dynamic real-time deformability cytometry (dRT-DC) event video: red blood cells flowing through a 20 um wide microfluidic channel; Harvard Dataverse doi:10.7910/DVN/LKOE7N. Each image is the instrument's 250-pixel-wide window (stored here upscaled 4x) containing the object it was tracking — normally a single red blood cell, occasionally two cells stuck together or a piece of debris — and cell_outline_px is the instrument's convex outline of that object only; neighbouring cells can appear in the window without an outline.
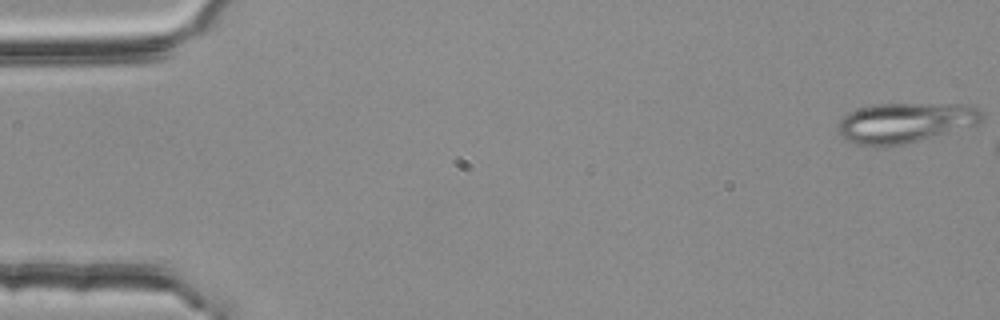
{"species": "common noctule bat (a hibernating species)", "species_latin": "Nyctalus noctula", "temperature_condition": "room temperature", "stored_images_in_passage": 49, "segment_of_instrument_passage": [1, 2], "camera_frame_rate_fps": 3000, "um_per_image_px": 0.085, "animal": {"sex": "female", "body_mass_g": 25.1}, "frame": {"image": 1, "passage_image": 1, "time_ms": 0.0, "image_size_px": [1000, 320], "cell_outline_px": [[984, 116], [980, 124], [900, 144], [880, 148], [868, 148], [844, 140], [840, 136], [840, 120], [848, 112], [860, 108], [876, 104], [960, 104], [976, 108]], "centroid_in_image_um": [76.89, 10.45], "position_along_channel_um": 8.1, "area_um2": 33.47}}